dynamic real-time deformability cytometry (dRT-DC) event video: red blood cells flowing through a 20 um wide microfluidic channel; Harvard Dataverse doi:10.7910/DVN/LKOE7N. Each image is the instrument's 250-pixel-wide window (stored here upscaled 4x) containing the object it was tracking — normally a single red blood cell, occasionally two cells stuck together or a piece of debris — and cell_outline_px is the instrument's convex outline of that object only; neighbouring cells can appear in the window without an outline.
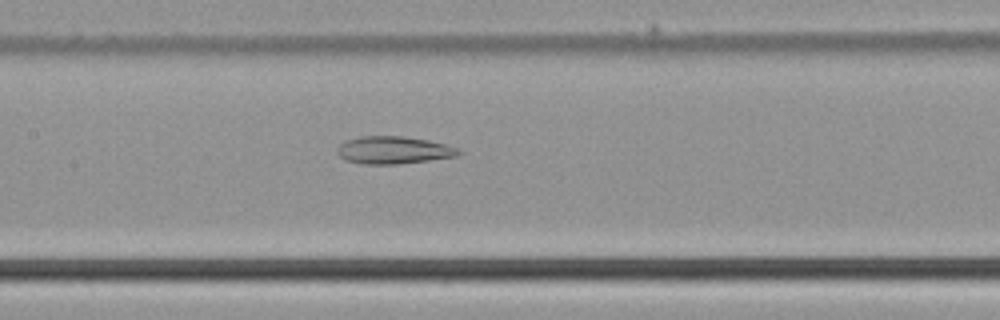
{"species": "common noctule bat (a hibernating species)", "species_latin": "Nyctalus noctula", "temperature_condition": "cold", "stored_images_in_passage": 29, "camera_frame_rate_fps": 3000, "um_per_image_px": 0.085, "animal": {"sex": "male", "body_mass_g": 21.5, "forearm_length_mm": 52.0}, "frame": {"image": 1, "passage_image": 9, "time_ms": 2.667, "image_size_px": [1000, 320], "cell_outline_px": [[464, 152], [456, 156], [428, 160], [396, 164], [364, 164], [344, 160], [336, 152], [336, 148], [340, 144], [348, 140], [360, 136], [404, 136], [428, 140], [444, 144], [456, 148]], "centroid_in_image_um": [33.42, 12.76], "position_along_channel_um": 174.0, "area_um2": 19.36}}
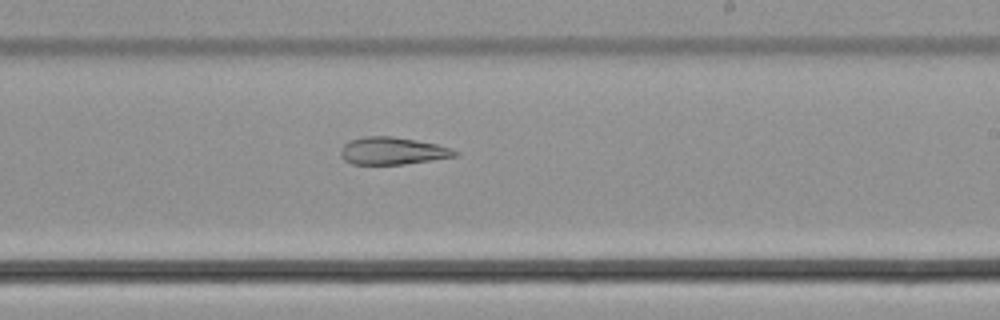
{"frame": {"image": 2, "passage_image": 15, "time_ms": 4.667, "image_size_px": [1000, 320], "cell_outline_px": [[460, 152], [456, 156], [432, 160], [404, 164], [352, 164], [344, 160], [340, 156], [340, 148], [348, 140], [364, 136], [392, 136], [416, 140], [436, 144], [452, 148]], "centroid_in_image_um": [33.34, 12.82], "position_along_channel_um": 255.7, "area_um2": 18.38}}
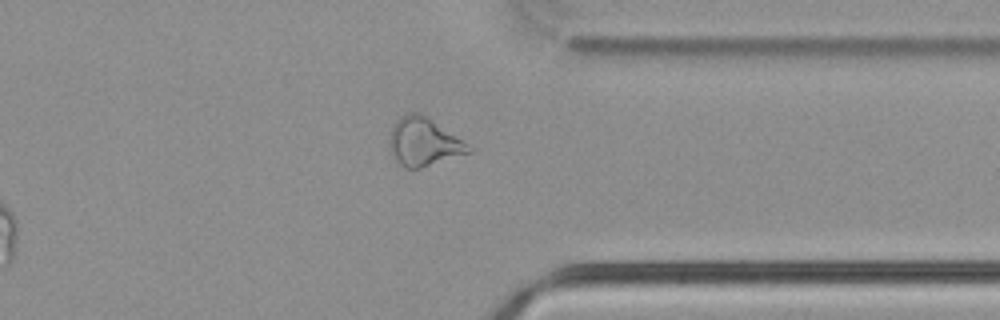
{"frame": {"image": 3, "passage_image": 24, "time_ms": 7.667, "image_size_px": [1000, 320], "cell_outline_px": [[476, 148], [472, 152], [420, 168], [404, 168], [396, 164], [392, 156], [388, 144], [388, 140], [392, 124], [400, 116], [408, 112], [420, 112]], "centroid_in_image_um": [35.99, 12.07], "position_along_channel_um": 375.4, "area_um2": 22.77}}